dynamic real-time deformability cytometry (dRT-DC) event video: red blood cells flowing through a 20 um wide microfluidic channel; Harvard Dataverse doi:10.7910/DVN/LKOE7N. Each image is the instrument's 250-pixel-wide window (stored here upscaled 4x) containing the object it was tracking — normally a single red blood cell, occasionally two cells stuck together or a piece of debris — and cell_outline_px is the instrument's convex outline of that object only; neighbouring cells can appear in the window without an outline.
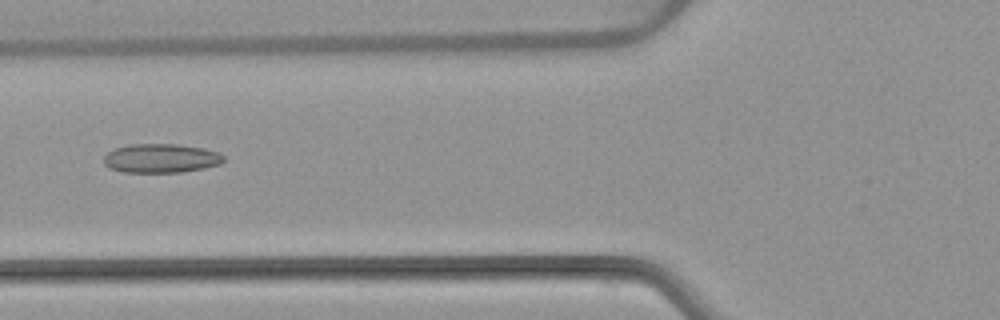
{"species": "common noctule bat (a hibernating species)", "species_latin": "Nyctalus noctula", "temperature_condition": "warm", "stored_images_in_passage": 6, "camera_frame_rate_fps": 3000, "um_per_image_px": 0.085, "animal": {"sex": "female", "body_mass_g": 22.7, "forearm_length_mm": 54.2}, "frame": {"image": 1, "passage_image": 6, "time_ms": 6.667, "image_size_px": [1000, 320], "cell_outline_px": [[224, 160], [220, 164], [204, 168], [180, 172], [124, 172], [108, 168], [104, 164], [104, 156], [108, 152], [116, 148], [128, 144], [176, 144], [204, 148], [220, 152], [224, 156]], "centroid_in_image_um": [13.69, 13.45], "position_along_channel_um": 112.1, "area_um2": 20.35}}